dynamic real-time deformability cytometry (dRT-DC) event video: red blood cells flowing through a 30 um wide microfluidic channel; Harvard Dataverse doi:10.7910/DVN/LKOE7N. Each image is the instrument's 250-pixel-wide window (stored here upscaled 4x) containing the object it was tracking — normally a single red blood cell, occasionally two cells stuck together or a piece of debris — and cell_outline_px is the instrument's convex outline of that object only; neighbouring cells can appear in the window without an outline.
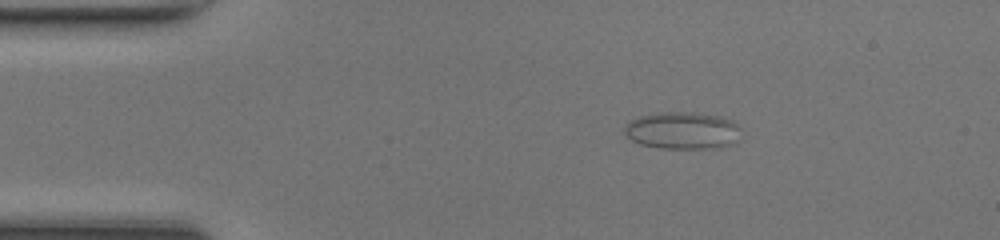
{"species": "common noctule bat (a hibernating species)", "species_latin": "Nyctalus noctula", "temperature_condition": "room temperature", "stored_images_in_passage": 48, "camera_frame_rate_fps": 3000, "um_per_image_px": 0.085, "animal": {"sex": "female", "body_mass_g": 17.0, "forearm_length_mm": 48.0}, "frame": {"image": 1, "passage_image": 7, "time_ms": 2.0, "image_size_px": [1000, 240], "cell_outline_px": [[740, 128], [736, 140], [732, 144], [720, 148], [656, 148], [640, 144], [632, 140], [624, 132], [624, 124], [628, 120], [640, 116], [656, 112], [696, 112], [720, 116], [732, 120]], "centroid_in_image_um": [57.97, 11.08], "position_along_channel_um": 27.0, "area_um2": 25.55}}
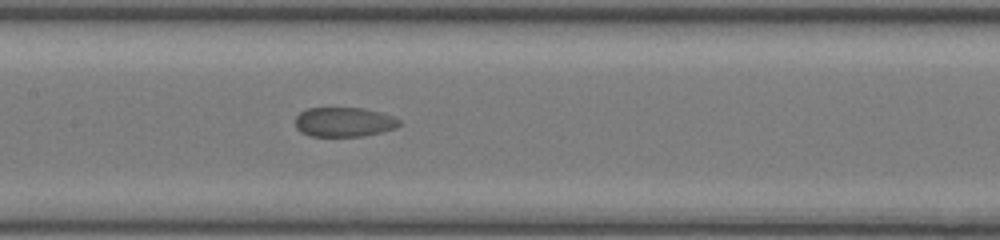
{"frame": {"image": 2, "passage_image": 22, "time_ms": 7.0, "image_size_px": [1000, 240], "cell_outline_px": [[400, 124], [396, 128], [364, 136], [312, 136], [300, 132], [296, 128], [296, 116], [300, 112], [308, 108], [364, 108], [380, 112], [392, 116], [400, 120]], "centroid_in_image_um": [29.23, 10.37], "position_along_channel_um": 178.2, "area_um2": 17.86}}
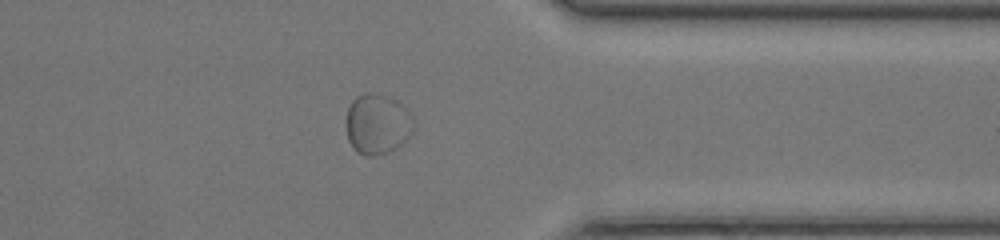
{"frame": {"image": 3, "passage_image": 37, "time_ms": 12.0, "image_size_px": [1000, 240], "cell_outline_px": [[416, 120], [412, 132], [404, 144], [388, 152], [376, 156], [364, 156], [356, 152], [352, 148], [348, 140], [344, 124], [348, 108], [352, 100], [356, 96], [364, 92], [368, 92], [388, 96], [396, 100], [408, 108]], "centroid_in_image_um": [32.08, 10.55], "position_along_channel_um": 379.3, "area_um2": 24.68}}